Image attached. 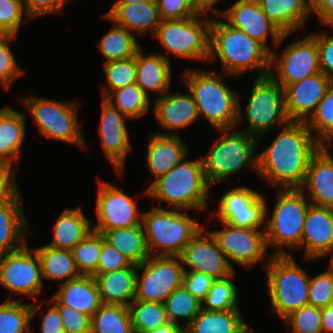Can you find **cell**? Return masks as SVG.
<instances>
[{"instance_id":"1","label":"cell","mask_w":333,"mask_h":333,"mask_svg":"<svg viewBox=\"0 0 333 333\" xmlns=\"http://www.w3.org/2000/svg\"><path fill=\"white\" fill-rule=\"evenodd\" d=\"M319 149L320 142L305 122L290 121L268 147L258 151L257 175L272 188H301Z\"/></svg>"},{"instance_id":"2","label":"cell","mask_w":333,"mask_h":333,"mask_svg":"<svg viewBox=\"0 0 333 333\" xmlns=\"http://www.w3.org/2000/svg\"><path fill=\"white\" fill-rule=\"evenodd\" d=\"M217 18H212L210 26L208 61L219 59L222 72L233 77L252 70L256 78L268 76L271 53L243 31Z\"/></svg>"},{"instance_id":"3","label":"cell","mask_w":333,"mask_h":333,"mask_svg":"<svg viewBox=\"0 0 333 333\" xmlns=\"http://www.w3.org/2000/svg\"><path fill=\"white\" fill-rule=\"evenodd\" d=\"M214 70L186 68L182 79L192 95L199 117L207 120L215 130L234 129L238 116V94Z\"/></svg>"},{"instance_id":"4","label":"cell","mask_w":333,"mask_h":333,"mask_svg":"<svg viewBox=\"0 0 333 333\" xmlns=\"http://www.w3.org/2000/svg\"><path fill=\"white\" fill-rule=\"evenodd\" d=\"M188 159L185 157L170 171L155 179L144 194L167 203L170 209L206 210L211 186L205 177L202 160Z\"/></svg>"},{"instance_id":"5","label":"cell","mask_w":333,"mask_h":333,"mask_svg":"<svg viewBox=\"0 0 333 333\" xmlns=\"http://www.w3.org/2000/svg\"><path fill=\"white\" fill-rule=\"evenodd\" d=\"M142 225L150 256L171 257H179L204 227L191 218L187 210L166 209L159 205L143 212Z\"/></svg>"},{"instance_id":"6","label":"cell","mask_w":333,"mask_h":333,"mask_svg":"<svg viewBox=\"0 0 333 333\" xmlns=\"http://www.w3.org/2000/svg\"><path fill=\"white\" fill-rule=\"evenodd\" d=\"M234 130V132H232ZM220 137L216 139L205 157H202L203 170L210 186L231 179L243 168L258 172L257 146L259 140L243 131L218 129Z\"/></svg>"},{"instance_id":"7","label":"cell","mask_w":333,"mask_h":333,"mask_svg":"<svg viewBox=\"0 0 333 333\" xmlns=\"http://www.w3.org/2000/svg\"><path fill=\"white\" fill-rule=\"evenodd\" d=\"M277 190L270 218L267 204L266 243L273 249L271 255H289L288 249L295 252L301 245L305 217L311 204L300 188Z\"/></svg>"},{"instance_id":"8","label":"cell","mask_w":333,"mask_h":333,"mask_svg":"<svg viewBox=\"0 0 333 333\" xmlns=\"http://www.w3.org/2000/svg\"><path fill=\"white\" fill-rule=\"evenodd\" d=\"M266 266L267 287L272 311L284 320L292 312L309 305L310 274L294 256L272 255Z\"/></svg>"},{"instance_id":"9","label":"cell","mask_w":333,"mask_h":333,"mask_svg":"<svg viewBox=\"0 0 333 333\" xmlns=\"http://www.w3.org/2000/svg\"><path fill=\"white\" fill-rule=\"evenodd\" d=\"M252 85L247 108L244 112L246 114H243L242 98L238 94V116L235 129L240 127L239 125L245 119L247 127L240 131L259 140L260 137L266 136L267 132L274 126L283 127L290 120L285 109L284 88L280 84L268 75L261 78L255 77Z\"/></svg>"},{"instance_id":"10","label":"cell","mask_w":333,"mask_h":333,"mask_svg":"<svg viewBox=\"0 0 333 333\" xmlns=\"http://www.w3.org/2000/svg\"><path fill=\"white\" fill-rule=\"evenodd\" d=\"M211 23L212 17L199 14L180 20H161L153 37L166 54L157 53L169 61V55L172 54L185 60L209 63Z\"/></svg>"},{"instance_id":"11","label":"cell","mask_w":333,"mask_h":333,"mask_svg":"<svg viewBox=\"0 0 333 333\" xmlns=\"http://www.w3.org/2000/svg\"><path fill=\"white\" fill-rule=\"evenodd\" d=\"M21 102L33 117L41 135L88 149L78 122L79 105L76 102L57 101L34 95L23 98Z\"/></svg>"},{"instance_id":"12","label":"cell","mask_w":333,"mask_h":333,"mask_svg":"<svg viewBox=\"0 0 333 333\" xmlns=\"http://www.w3.org/2000/svg\"><path fill=\"white\" fill-rule=\"evenodd\" d=\"M279 54L271 52L269 75L283 88L321 72L316 32L295 40Z\"/></svg>"},{"instance_id":"13","label":"cell","mask_w":333,"mask_h":333,"mask_svg":"<svg viewBox=\"0 0 333 333\" xmlns=\"http://www.w3.org/2000/svg\"><path fill=\"white\" fill-rule=\"evenodd\" d=\"M183 275L180 257L150 256L138 265L135 299L164 303L183 285Z\"/></svg>"},{"instance_id":"14","label":"cell","mask_w":333,"mask_h":333,"mask_svg":"<svg viewBox=\"0 0 333 333\" xmlns=\"http://www.w3.org/2000/svg\"><path fill=\"white\" fill-rule=\"evenodd\" d=\"M220 223L223 229L209 232L234 269L233 263L248 269L259 262H266V265L269 263L272 255L267 257L265 229L234 227Z\"/></svg>"},{"instance_id":"15","label":"cell","mask_w":333,"mask_h":333,"mask_svg":"<svg viewBox=\"0 0 333 333\" xmlns=\"http://www.w3.org/2000/svg\"><path fill=\"white\" fill-rule=\"evenodd\" d=\"M265 198L255 189L232 187L219 198L215 218L234 227L266 229L268 203Z\"/></svg>"},{"instance_id":"16","label":"cell","mask_w":333,"mask_h":333,"mask_svg":"<svg viewBox=\"0 0 333 333\" xmlns=\"http://www.w3.org/2000/svg\"><path fill=\"white\" fill-rule=\"evenodd\" d=\"M96 198L97 223L92 222V230L102 233L105 230L140 225L143 212L137 200L108 181H99Z\"/></svg>"},{"instance_id":"17","label":"cell","mask_w":333,"mask_h":333,"mask_svg":"<svg viewBox=\"0 0 333 333\" xmlns=\"http://www.w3.org/2000/svg\"><path fill=\"white\" fill-rule=\"evenodd\" d=\"M41 266L35 249L26 244L0 257V285L19 295L36 297L42 293Z\"/></svg>"},{"instance_id":"18","label":"cell","mask_w":333,"mask_h":333,"mask_svg":"<svg viewBox=\"0 0 333 333\" xmlns=\"http://www.w3.org/2000/svg\"><path fill=\"white\" fill-rule=\"evenodd\" d=\"M228 25L239 29L252 39L261 43L270 53L273 51L267 45L271 36L275 48L289 38L293 33H282L273 22L263 13L257 0H236L221 15Z\"/></svg>"},{"instance_id":"19","label":"cell","mask_w":333,"mask_h":333,"mask_svg":"<svg viewBox=\"0 0 333 333\" xmlns=\"http://www.w3.org/2000/svg\"><path fill=\"white\" fill-rule=\"evenodd\" d=\"M179 257L184 271L202 272L214 279H223L236 272L205 227L186 245Z\"/></svg>"},{"instance_id":"20","label":"cell","mask_w":333,"mask_h":333,"mask_svg":"<svg viewBox=\"0 0 333 333\" xmlns=\"http://www.w3.org/2000/svg\"><path fill=\"white\" fill-rule=\"evenodd\" d=\"M101 104V119L97 130L101 149L117 171V175L122 177L127 155L132 150L125 124L129 119L105 98H102Z\"/></svg>"},{"instance_id":"21","label":"cell","mask_w":333,"mask_h":333,"mask_svg":"<svg viewBox=\"0 0 333 333\" xmlns=\"http://www.w3.org/2000/svg\"><path fill=\"white\" fill-rule=\"evenodd\" d=\"M304 250V261H314L333 255V209L310 205L296 250Z\"/></svg>"},{"instance_id":"22","label":"cell","mask_w":333,"mask_h":333,"mask_svg":"<svg viewBox=\"0 0 333 333\" xmlns=\"http://www.w3.org/2000/svg\"><path fill=\"white\" fill-rule=\"evenodd\" d=\"M333 79L322 72L284 88L285 109L290 121L306 122L325 96Z\"/></svg>"},{"instance_id":"23","label":"cell","mask_w":333,"mask_h":333,"mask_svg":"<svg viewBox=\"0 0 333 333\" xmlns=\"http://www.w3.org/2000/svg\"><path fill=\"white\" fill-rule=\"evenodd\" d=\"M168 91L154 99L153 115L164 132H154L162 135H178V129L188 128L199 118L197 105L190 93ZM168 131V132H166ZM170 131V132H169Z\"/></svg>"},{"instance_id":"24","label":"cell","mask_w":333,"mask_h":333,"mask_svg":"<svg viewBox=\"0 0 333 333\" xmlns=\"http://www.w3.org/2000/svg\"><path fill=\"white\" fill-rule=\"evenodd\" d=\"M21 192L0 201V257L21 249L32 231L23 212Z\"/></svg>"},{"instance_id":"25","label":"cell","mask_w":333,"mask_h":333,"mask_svg":"<svg viewBox=\"0 0 333 333\" xmlns=\"http://www.w3.org/2000/svg\"><path fill=\"white\" fill-rule=\"evenodd\" d=\"M146 153L145 165L153 182L187 157L189 149L179 134L162 135L153 132L149 136Z\"/></svg>"},{"instance_id":"26","label":"cell","mask_w":333,"mask_h":333,"mask_svg":"<svg viewBox=\"0 0 333 333\" xmlns=\"http://www.w3.org/2000/svg\"><path fill=\"white\" fill-rule=\"evenodd\" d=\"M103 17L130 32L155 35L161 23L157 2H141L135 4H112V8Z\"/></svg>"},{"instance_id":"27","label":"cell","mask_w":333,"mask_h":333,"mask_svg":"<svg viewBox=\"0 0 333 333\" xmlns=\"http://www.w3.org/2000/svg\"><path fill=\"white\" fill-rule=\"evenodd\" d=\"M300 189L311 205L333 209V161L321 149L311 158Z\"/></svg>"},{"instance_id":"28","label":"cell","mask_w":333,"mask_h":333,"mask_svg":"<svg viewBox=\"0 0 333 333\" xmlns=\"http://www.w3.org/2000/svg\"><path fill=\"white\" fill-rule=\"evenodd\" d=\"M54 305H66L89 317L103 304L93 276H81L60 284L49 299Z\"/></svg>"},{"instance_id":"29","label":"cell","mask_w":333,"mask_h":333,"mask_svg":"<svg viewBox=\"0 0 333 333\" xmlns=\"http://www.w3.org/2000/svg\"><path fill=\"white\" fill-rule=\"evenodd\" d=\"M171 62L154 52L143 53L142 47L136 52V84L149 96V92L163 96L171 88Z\"/></svg>"},{"instance_id":"30","label":"cell","mask_w":333,"mask_h":333,"mask_svg":"<svg viewBox=\"0 0 333 333\" xmlns=\"http://www.w3.org/2000/svg\"><path fill=\"white\" fill-rule=\"evenodd\" d=\"M137 271L138 266L132 264L117 271L93 274L102 303L128 307L135 299Z\"/></svg>"},{"instance_id":"31","label":"cell","mask_w":333,"mask_h":333,"mask_svg":"<svg viewBox=\"0 0 333 333\" xmlns=\"http://www.w3.org/2000/svg\"><path fill=\"white\" fill-rule=\"evenodd\" d=\"M263 13L282 33H295L312 14V0H257Z\"/></svg>"},{"instance_id":"32","label":"cell","mask_w":333,"mask_h":333,"mask_svg":"<svg viewBox=\"0 0 333 333\" xmlns=\"http://www.w3.org/2000/svg\"><path fill=\"white\" fill-rule=\"evenodd\" d=\"M25 117V113L7 105L0 109V161L15 169V164L23 157L21 147L26 134Z\"/></svg>"},{"instance_id":"33","label":"cell","mask_w":333,"mask_h":333,"mask_svg":"<svg viewBox=\"0 0 333 333\" xmlns=\"http://www.w3.org/2000/svg\"><path fill=\"white\" fill-rule=\"evenodd\" d=\"M92 230V222L81 207L67 208L53 226V240L50 247L72 250Z\"/></svg>"},{"instance_id":"34","label":"cell","mask_w":333,"mask_h":333,"mask_svg":"<svg viewBox=\"0 0 333 333\" xmlns=\"http://www.w3.org/2000/svg\"><path fill=\"white\" fill-rule=\"evenodd\" d=\"M240 312V309L229 311L201 309L183 333H249L252 328L243 320Z\"/></svg>"},{"instance_id":"35","label":"cell","mask_w":333,"mask_h":333,"mask_svg":"<svg viewBox=\"0 0 333 333\" xmlns=\"http://www.w3.org/2000/svg\"><path fill=\"white\" fill-rule=\"evenodd\" d=\"M104 240L124 255L131 264H142L150 257V251L142 223L140 225L105 230Z\"/></svg>"},{"instance_id":"36","label":"cell","mask_w":333,"mask_h":333,"mask_svg":"<svg viewBox=\"0 0 333 333\" xmlns=\"http://www.w3.org/2000/svg\"><path fill=\"white\" fill-rule=\"evenodd\" d=\"M34 249L38 254L43 279L61 281L60 284H62L82 276L77 269L71 250L58 249L48 245Z\"/></svg>"},{"instance_id":"37","label":"cell","mask_w":333,"mask_h":333,"mask_svg":"<svg viewBox=\"0 0 333 333\" xmlns=\"http://www.w3.org/2000/svg\"><path fill=\"white\" fill-rule=\"evenodd\" d=\"M12 297V298H11ZM9 295L0 304V333H31L30 325L43 302L26 304Z\"/></svg>"},{"instance_id":"38","label":"cell","mask_w":333,"mask_h":333,"mask_svg":"<svg viewBox=\"0 0 333 333\" xmlns=\"http://www.w3.org/2000/svg\"><path fill=\"white\" fill-rule=\"evenodd\" d=\"M99 40L98 48L100 54L104 56V63L114 60H123L135 56L141 48L136 36L124 27L116 25Z\"/></svg>"},{"instance_id":"39","label":"cell","mask_w":333,"mask_h":333,"mask_svg":"<svg viewBox=\"0 0 333 333\" xmlns=\"http://www.w3.org/2000/svg\"><path fill=\"white\" fill-rule=\"evenodd\" d=\"M164 306L169 322L181 327L182 330L192 322L202 309L201 301L183 285L167 297Z\"/></svg>"},{"instance_id":"40","label":"cell","mask_w":333,"mask_h":333,"mask_svg":"<svg viewBox=\"0 0 333 333\" xmlns=\"http://www.w3.org/2000/svg\"><path fill=\"white\" fill-rule=\"evenodd\" d=\"M91 333H134L128 307L102 304L91 317Z\"/></svg>"},{"instance_id":"41","label":"cell","mask_w":333,"mask_h":333,"mask_svg":"<svg viewBox=\"0 0 333 333\" xmlns=\"http://www.w3.org/2000/svg\"><path fill=\"white\" fill-rule=\"evenodd\" d=\"M128 309L134 333H146L170 323L164 303L134 299Z\"/></svg>"},{"instance_id":"42","label":"cell","mask_w":333,"mask_h":333,"mask_svg":"<svg viewBox=\"0 0 333 333\" xmlns=\"http://www.w3.org/2000/svg\"><path fill=\"white\" fill-rule=\"evenodd\" d=\"M105 99L129 120L145 116L150 107L148 95L136 83L111 92Z\"/></svg>"},{"instance_id":"43","label":"cell","mask_w":333,"mask_h":333,"mask_svg":"<svg viewBox=\"0 0 333 333\" xmlns=\"http://www.w3.org/2000/svg\"><path fill=\"white\" fill-rule=\"evenodd\" d=\"M236 272L229 277L216 279L202 303L206 311H229L239 308V292L233 282Z\"/></svg>"},{"instance_id":"44","label":"cell","mask_w":333,"mask_h":333,"mask_svg":"<svg viewBox=\"0 0 333 333\" xmlns=\"http://www.w3.org/2000/svg\"><path fill=\"white\" fill-rule=\"evenodd\" d=\"M102 248V234L91 230L71 251L78 271L92 276L98 268Z\"/></svg>"},{"instance_id":"45","label":"cell","mask_w":333,"mask_h":333,"mask_svg":"<svg viewBox=\"0 0 333 333\" xmlns=\"http://www.w3.org/2000/svg\"><path fill=\"white\" fill-rule=\"evenodd\" d=\"M107 87L102 88V98L111 92L136 83V54L123 60L109 61L103 64Z\"/></svg>"},{"instance_id":"46","label":"cell","mask_w":333,"mask_h":333,"mask_svg":"<svg viewBox=\"0 0 333 333\" xmlns=\"http://www.w3.org/2000/svg\"><path fill=\"white\" fill-rule=\"evenodd\" d=\"M305 123L319 142L333 132V82L314 113Z\"/></svg>"},{"instance_id":"47","label":"cell","mask_w":333,"mask_h":333,"mask_svg":"<svg viewBox=\"0 0 333 333\" xmlns=\"http://www.w3.org/2000/svg\"><path fill=\"white\" fill-rule=\"evenodd\" d=\"M283 322L292 333H323L321 308L312 305L292 312Z\"/></svg>"},{"instance_id":"48","label":"cell","mask_w":333,"mask_h":333,"mask_svg":"<svg viewBox=\"0 0 333 333\" xmlns=\"http://www.w3.org/2000/svg\"><path fill=\"white\" fill-rule=\"evenodd\" d=\"M16 35H0V86L7 91L15 79L24 75L26 70H23L13 54L11 49V40L15 39Z\"/></svg>"},{"instance_id":"49","label":"cell","mask_w":333,"mask_h":333,"mask_svg":"<svg viewBox=\"0 0 333 333\" xmlns=\"http://www.w3.org/2000/svg\"><path fill=\"white\" fill-rule=\"evenodd\" d=\"M327 267L326 271L310 276L309 280V305L321 309L333 304V269Z\"/></svg>"},{"instance_id":"50","label":"cell","mask_w":333,"mask_h":333,"mask_svg":"<svg viewBox=\"0 0 333 333\" xmlns=\"http://www.w3.org/2000/svg\"><path fill=\"white\" fill-rule=\"evenodd\" d=\"M22 20L24 23L31 20L22 0H0V35L17 36Z\"/></svg>"},{"instance_id":"51","label":"cell","mask_w":333,"mask_h":333,"mask_svg":"<svg viewBox=\"0 0 333 333\" xmlns=\"http://www.w3.org/2000/svg\"><path fill=\"white\" fill-rule=\"evenodd\" d=\"M131 262L115 247L104 240L102 235V248L99 256V264L94 274H105L131 266Z\"/></svg>"},{"instance_id":"52","label":"cell","mask_w":333,"mask_h":333,"mask_svg":"<svg viewBox=\"0 0 333 333\" xmlns=\"http://www.w3.org/2000/svg\"><path fill=\"white\" fill-rule=\"evenodd\" d=\"M65 333H91V317L66 305H55Z\"/></svg>"},{"instance_id":"53","label":"cell","mask_w":333,"mask_h":333,"mask_svg":"<svg viewBox=\"0 0 333 333\" xmlns=\"http://www.w3.org/2000/svg\"><path fill=\"white\" fill-rule=\"evenodd\" d=\"M161 20H180L197 15L190 0H157Z\"/></svg>"},{"instance_id":"54","label":"cell","mask_w":333,"mask_h":333,"mask_svg":"<svg viewBox=\"0 0 333 333\" xmlns=\"http://www.w3.org/2000/svg\"><path fill=\"white\" fill-rule=\"evenodd\" d=\"M215 280L202 272L184 271L183 286L202 302Z\"/></svg>"},{"instance_id":"55","label":"cell","mask_w":333,"mask_h":333,"mask_svg":"<svg viewBox=\"0 0 333 333\" xmlns=\"http://www.w3.org/2000/svg\"><path fill=\"white\" fill-rule=\"evenodd\" d=\"M71 0H22L26 14L32 19L42 15L62 13Z\"/></svg>"},{"instance_id":"56","label":"cell","mask_w":333,"mask_h":333,"mask_svg":"<svg viewBox=\"0 0 333 333\" xmlns=\"http://www.w3.org/2000/svg\"><path fill=\"white\" fill-rule=\"evenodd\" d=\"M327 34V32H316L319 66L323 74L333 79V35Z\"/></svg>"},{"instance_id":"57","label":"cell","mask_w":333,"mask_h":333,"mask_svg":"<svg viewBox=\"0 0 333 333\" xmlns=\"http://www.w3.org/2000/svg\"><path fill=\"white\" fill-rule=\"evenodd\" d=\"M16 181V169L0 161V201L11 197L19 188Z\"/></svg>"},{"instance_id":"58","label":"cell","mask_w":333,"mask_h":333,"mask_svg":"<svg viewBox=\"0 0 333 333\" xmlns=\"http://www.w3.org/2000/svg\"><path fill=\"white\" fill-rule=\"evenodd\" d=\"M48 303L51 307L42 317L41 333H65L58 308L52 302L49 301ZM31 333H34V331Z\"/></svg>"},{"instance_id":"59","label":"cell","mask_w":333,"mask_h":333,"mask_svg":"<svg viewBox=\"0 0 333 333\" xmlns=\"http://www.w3.org/2000/svg\"><path fill=\"white\" fill-rule=\"evenodd\" d=\"M312 13L319 22L333 30V0H312Z\"/></svg>"},{"instance_id":"60","label":"cell","mask_w":333,"mask_h":333,"mask_svg":"<svg viewBox=\"0 0 333 333\" xmlns=\"http://www.w3.org/2000/svg\"><path fill=\"white\" fill-rule=\"evenodd\" d=\"M190 1H191L192 9L194 10V12L196 14L207 16V13L211 12L210 16H212V18L221 17V15H222L221 10H219L217 8H213L214 4L216 5L217 3H219V1H222V0H190Z\"/></svg>"},{"instance_id":"61","label":"cell","mask_w":333,"mask_h":333,"mask_svg":"<svg viewBox=\"0 0 333 333\" xmlns=\"http://www.w3.org/2000/svg\"><path fill=\"white\" fill-rule=\"evenodd\" d=\"M323 333H333V304L321 309Z\"/></svg>"},{"instance_id":"62","label":"cell","mask_w":333,"mask_h":333,"mask_svg":"<svg viewBox=\"0 0 333 333\" xmlns=\"http://www.w3.org/2000/svg\"><path fill=\"white\" fill-rule=\"evenodd\" d=\"M146 333H183V330L181 327L172 324V323H168L162 327H159L155 330L146 332Z\"/></svg>"},{"instance_id":"63","label":"cell","mask_w":333,"mask_h":333,"mask_svg":"<svg viewBox=\"0 0 333 333\" xmlns=\"http://www.w3.org/2000/svg\"><path fill=\"white\" fill-rule=\"evenodd\" d=\"M333 132L320 142V149L333 161V153L330 152L329 147H333ZM333 152V151H332Z\"/></svg>"},{"instance_id":"64","label":"cell","mask_w":333,"mask_h":333,"mask_svg":"<svg viewBox=\"0 0 333 333\" xmlns=\"http://www.w3.org/2000/svg\"><path fill=\"white\" fill-rule=\"evenodd\" d=\"M157 2V0H116L113 4H135L141 2Z\"/></svg>"},{"instance_id":"65","label":"cell","mask_w":333,"mask_h":333,"mask_svg":"<svg viewBox=\"0 0 333 333\" xmlns=\"http://www.w3.org/2000/svg\"><path fill=\"white\" fill-rule=\"evenodd\" d=\"M329 266L333 269V255L329 258Z\"/></svg>"}]
</instances>
